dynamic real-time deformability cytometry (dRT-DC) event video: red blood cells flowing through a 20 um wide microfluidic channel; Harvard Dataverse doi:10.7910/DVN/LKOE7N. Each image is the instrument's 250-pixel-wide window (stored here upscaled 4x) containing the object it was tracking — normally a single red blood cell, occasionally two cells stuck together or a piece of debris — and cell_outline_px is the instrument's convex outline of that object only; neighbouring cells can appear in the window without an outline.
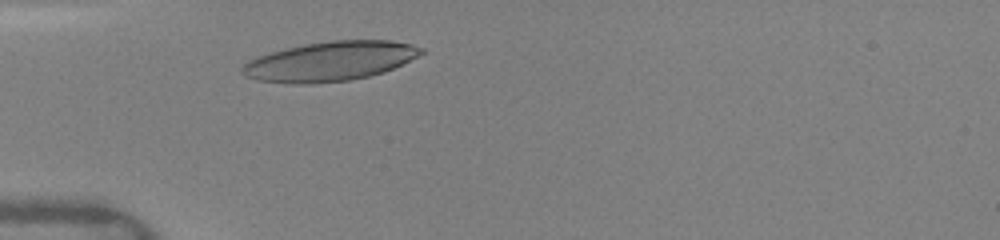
{"species": "human", "species_latin": "Homo sapiens", "temperature_condition": "warm", "stored_images_in_passage": 23, "camera_frame_rate_fps": 3000, "um_per_image_px": 0.085, "donor": {"sex": "female"}, "frame": {"image": 1, "passage_image": 4, "time_ms": 1.333, "image_size_px": [1000, 240], "cell_outline_px": [[424, 52], [384, 72], [352, 80], [312, 84], [292, 84], [256, 80], [244, 76], [240, 72], [240, 68], [248, 60], [272, 52], [304, 44], [332, 40], [392, 40], [412, 44], [424, 48]], "centroid_in_image_um": [28.02, 5.22], "position_along_channel_um": 57.0, "area_um2": 41.15}}
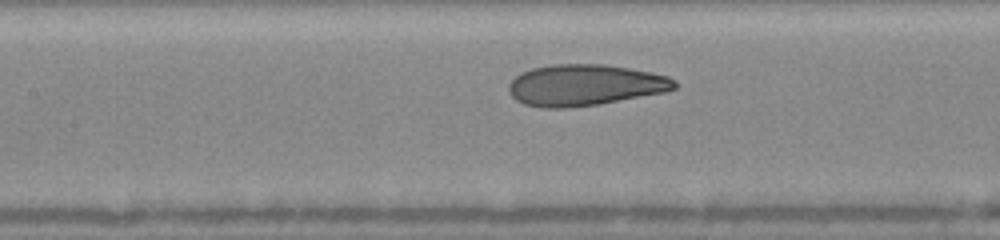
{"frame": {"image": 2, "passage_image": 10, "time_ms": 4.0, "image_size_px": [1000, 240], "cell_outline_px": [[680, 84], [676, 88], [664, 92], [596, 104], [564, 108], [544, 108], [524, 104], [516, 100], [508, 92], [508, 84], [520, 72], [532, 68], [552, 64], [604, 64], [628, 68], [668, 76], [676, 80]], "centroid_in_image_um": [49.69, 7.22], "position_along_channel_um": 157.7, "area_um2": 39.77}}
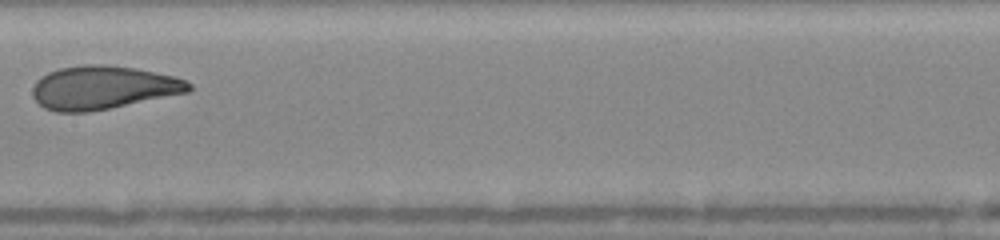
{"frame": {"image": 3, "passage_image": 12, "time_ms": 5.0, "image_size_px": [1000, 240], "cell_outline_px": [[192, 88], [188, 92], [88, 112], [56, 112], [44, 108], [32, 96], [32, 88], [36, 80], [40, 76], [48, 72], [60, 68], [80, 64], [108, 64], [136, 68], [172, 76], [184, 80], [192, 84]], "centroid_in_image_um": [8.7, 7.43], "position_along_channel_um": 198.7, "area_um2": 39.48}, "authors_computed_cell_mechanics": {"area_um2": 39.4774, "velocity_mm_per_s": 4.1133, "shape_relaxation_time_tau1_ms": 3.2782, "shape_relaxation_time_tau2_ms": 0.8271, "deformation_change_tau1": 0.1733, "deformation_change_tau2": 0.0708}}